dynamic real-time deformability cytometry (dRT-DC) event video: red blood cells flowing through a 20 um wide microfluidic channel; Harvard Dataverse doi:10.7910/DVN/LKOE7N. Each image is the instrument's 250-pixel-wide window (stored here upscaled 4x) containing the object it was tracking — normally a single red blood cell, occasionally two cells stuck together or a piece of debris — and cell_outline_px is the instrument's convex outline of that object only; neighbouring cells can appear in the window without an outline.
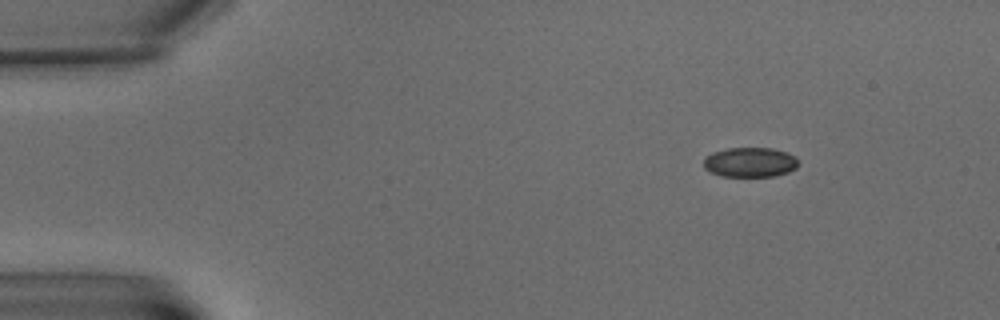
{"species": "common noctule bat (a hibernating species)", "species_latin": "Nyctalus noctula", "temperature_condition": "warm", "stored_images_in_passage": 6, "camera_frame_rate_fps": 3000, "um_per_image_px": 0.085, "animal": {"sex": "male", "body_mass_g": 15.6}, "frame": {"image": 1, "passage_image": 1, "time_ms": 0.0, "image_size_px": [1000, 320], "cell_outline_px": [[796, 168], [788, 172], [772, 176], [724, 176], [712, 172], [704, 168], [704, 156], [712, 152], [728, 148], [772, 148], [788, 152], [796, 156]], "centroid_in_image_um": [63.74, 13.77], "position_along_channel_um": 21.3, "area_um2": 16.36}}
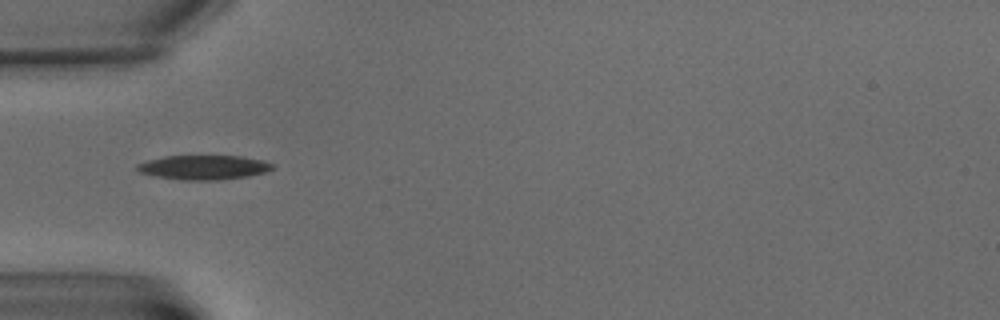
{"frame": {"image": 2, "passage_image": 5, "time_ms": 4.667, "image_size_px": [1000, 320], "cell_outline_px": [[276, 168], [264, 172], [248, 176], [220, 180], [180, 180], [156, 176], [140, 172], [136, 168], [136, 164], [148, 160], [164, 156], [240, 156], [260, 160], [272, 164]], "centroid_in_image_um": [17.3, 14.23], "position_along_channel_um": 67.7, "area_um2": 19.13}}